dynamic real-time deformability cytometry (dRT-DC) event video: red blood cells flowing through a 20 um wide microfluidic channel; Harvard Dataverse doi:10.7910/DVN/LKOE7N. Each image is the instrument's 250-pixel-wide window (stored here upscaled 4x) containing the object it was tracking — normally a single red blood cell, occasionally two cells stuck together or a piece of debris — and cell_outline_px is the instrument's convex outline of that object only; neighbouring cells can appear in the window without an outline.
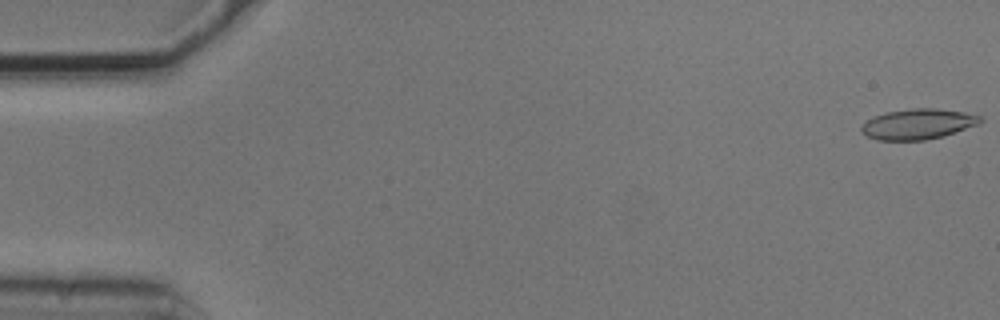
{"species": "common noctule bat (a hibernating species)", "species_latin": "Nyctalus noctula", "temperature_condition": "cold", "stored_images_in_passage": 4, "camera_frame_rate_fps": 3000, "um_per_image_px": 0.085, "animal": {"sex": "male", "body_mass_g": 20.5, "forearm_length_mm": 52.5}, "frame": {"image": 1, "passage_image": 1, "time_ms": 0.0, "image_size_px": [1000, 320], "cell_outline_px": [[984, 120], [980, 124], [944, 136], [924, 140], [876, 140], [860, 132], [860, 128], [868, 120], [884, 112], [912, 108], [936, 108], [964, 112], [980, 116]], "centroid_in_image_um": [78.05, 10.54], "position_along_channel_um": 6.9, "area_um2": 21.15}}